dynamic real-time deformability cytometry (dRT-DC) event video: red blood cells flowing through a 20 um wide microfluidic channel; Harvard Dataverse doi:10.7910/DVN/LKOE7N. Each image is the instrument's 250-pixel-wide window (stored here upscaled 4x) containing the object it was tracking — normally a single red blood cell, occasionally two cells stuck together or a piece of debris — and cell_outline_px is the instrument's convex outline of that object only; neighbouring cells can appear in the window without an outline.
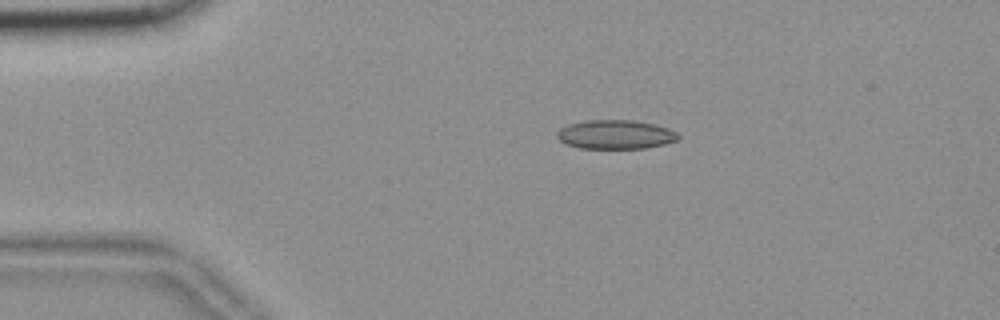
{"species": "common noctule bat (a hibernating species)", "species_latin": "Nyctalus noctula", "temperature_condition": "room temperature", "stored_images_in_passage": 45, "camera_frame_rate_fps": 3000, "um_per_image_px": 0.085, "animal": {"sex": "female", "body_mass_g": 18.4}, "frame": {"image": 1, "passage_image": 1, "time_ms": 0.0, "image_size_px": [1000, 320], "cell_outline_px": [[680, 136], [676, 140], [664, 144], [644, 148], [580, 148], [564, 144], [556, 136], [556, 132], [560, 128], [568, 124], [588, 120], [632, 120], [656, 124], [668, 128], [676, 132]], "centroid_in_image_um": [52.29, 11.43], "position_along_channel_um": 32.7, "area_um2": 20.52}}
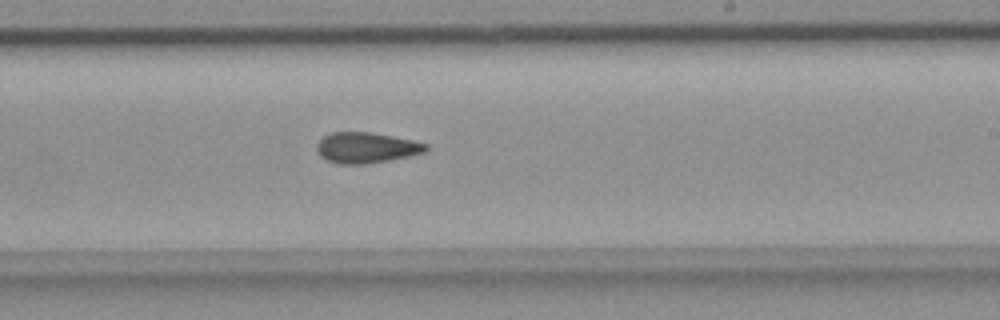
{"frame": {"image": 2, "passage_image": 23, "time_ms": 7.333, "image_size_px": [1000, 320], "cell_outline_px": [[428, 148], [424, 152], [408, 156], [388, 160], [364, 164], [340, 164], [328, 160], [320, 156], [316, 148], [316, 144], [324, 136], [332, 132], [372, 132], [412, 140], [428, 144]], "centroid_in_image_um": [31.12, 12.55], "position_along_channel_um": 257.9, "area_um2": 19.36}}
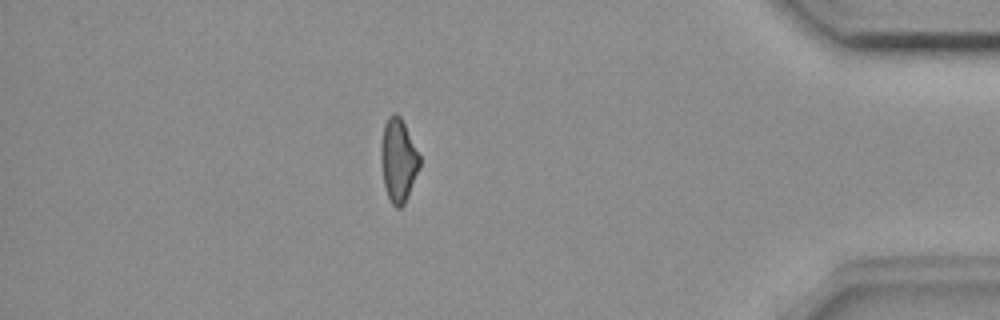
{"frame": {"image": 3, "passage_image": 38, "time_ms": 12.333, "image_size_px": [1000, 320], "cell_outline_px": [[420, 168], [404, 204], [400, 208], [396, 208], [392, 204], [388, 196], [384, 184], [380, 160], [380, 144], [384, 124], [388, 116], [392, 112], [396, 112], [400, 116], [420, 156]], "centroid_in_image_um": [33.84, 13.6], "position_along_channel_um": 401.4, "area_um2": 18.84}, "authors_computed_cell_mechanics": {"area_um2": 19.4208, "velocity_mm_per_s": 3.6814, "shape_relaxation_time_tau1_ms": null, "shape_relaxation_time_tau2_ms": 4.1496, "deformation_change_tau1": null, "deformation_change_tau2": 0.1133}}